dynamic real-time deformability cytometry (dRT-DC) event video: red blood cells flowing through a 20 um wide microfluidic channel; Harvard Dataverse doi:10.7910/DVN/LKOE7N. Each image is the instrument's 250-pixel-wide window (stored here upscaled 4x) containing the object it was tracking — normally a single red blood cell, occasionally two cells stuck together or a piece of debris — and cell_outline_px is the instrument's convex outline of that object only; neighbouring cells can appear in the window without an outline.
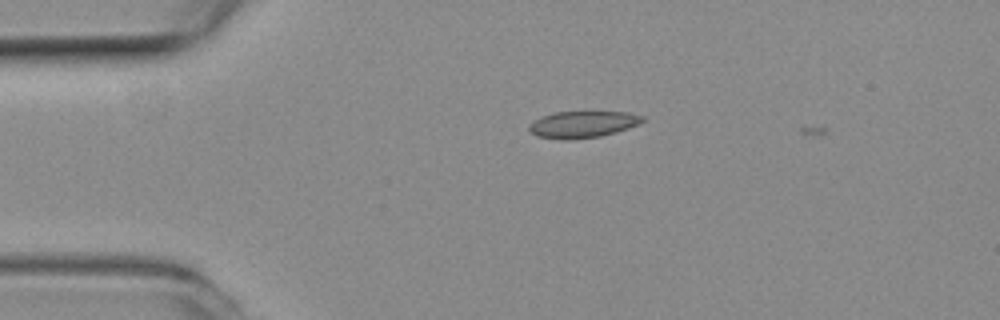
{"species": "common noctule bat (a hibernating species)", "species_latin": "Nyctalus noctula", "temperature_condition": "room temperature", "stored_images_in_passage": 5, "camera_frame_rate_fps": 3000, "um_per_image_px": 0.085, "animal": {"sex": "female", "body_mass_g": 19.3, "forearm_length_mm": 54.1}, "frame": {"image": 1, "passage_image": 4, "time_ms": 1.0, "image_size_px": [1000, 320], "cell_outline_px": [[644, 120], [628, 128], [616, 132], [600, 136], [568, 140], [560, 140], [536, 136], [528, 128], [528, 124], [552, 112], [628, 112], [644, 116]], "centroid_in_image_um": [49.5, 10.58], "position_along_channel_um": 35.5, "area_um2": 17.51}}